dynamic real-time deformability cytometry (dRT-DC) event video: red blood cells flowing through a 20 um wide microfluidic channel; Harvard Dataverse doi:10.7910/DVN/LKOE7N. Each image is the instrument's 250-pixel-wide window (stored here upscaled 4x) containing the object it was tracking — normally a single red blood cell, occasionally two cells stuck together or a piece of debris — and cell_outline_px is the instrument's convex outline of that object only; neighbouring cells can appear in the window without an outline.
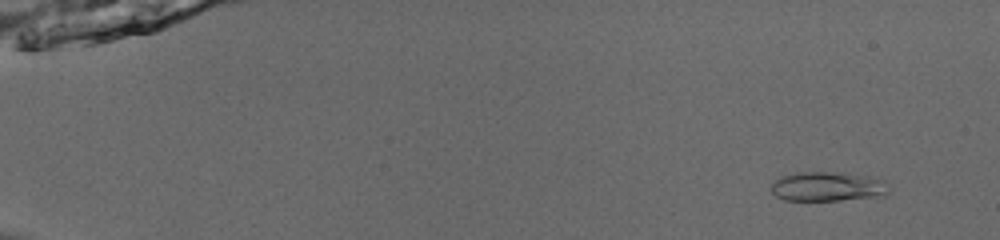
{"species": "common noctule bat (a hibernating species)", "species_latin": "Nyctalus noctula", "temperature_condition": "room temperature", "stored_images_in_passage": 53, "camera_frame_rate_fps": 3000, "um_per_image_px": 0.085, "animal": {"sex": "male", "body_mass_g": 13.0, "forearm_length_mm": 53.1}, "frame": {"image": 1, "passage_image": 5, "time_ms": 1.333, "image_size_px": [1000, 240], "cell_outline_px": [[892, 184], [888, 192], [884, 196], [840, 200], [784, 200], [776, 196], [768, 188], [776, 180], [784, 176], [796, 172], [828, 172], [868, 176]], "centroid_in_image_um": [70.37, 15.87], "position_along_channel_um": 14.6, "area_um2": 20.17}}
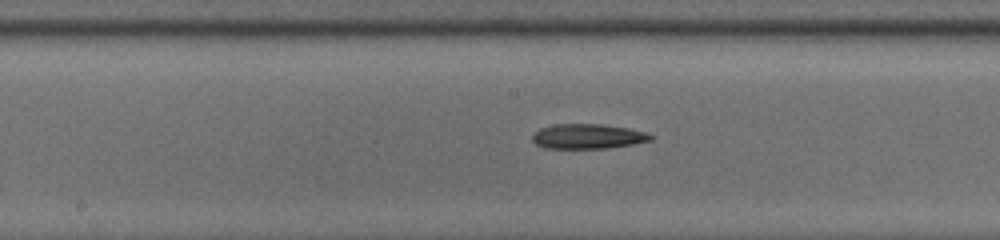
{"frame": {"image": 2, "passage_image": 30, "time_ms": 9.667, "image_size_px": [1000, 240], "cell_outline_px": [[656, 136], [652, 140], [632, 144], [604, 148], [544, 148], [536, 144], [532, 140], [532, 136], [540, 128], [556, 124], [600, 124], [628, 128], [644, 132]], "centroid_in_image_um": [49.96, 11.59], "position_along_channel_um": 198.2, "area_um2": 16.99}}
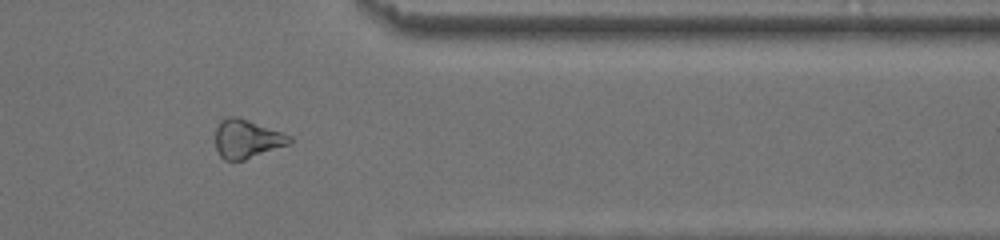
{"frame": {"image": 3, "passage_image": 45, "time_ms": 14.667, "image_size_px": [1000, 240], "cell_outline_px": [[292, 144], [244, 160], [224, 160], [220, 156], [216, 148], [216, 128], [220, 120], [228, 116], [236, 116], [248, 120], [292, 136]], "centroid_in_image_um": [21.0, 11.81], "position_along_channel_um": 390.4, "area_um2": 16.76}}